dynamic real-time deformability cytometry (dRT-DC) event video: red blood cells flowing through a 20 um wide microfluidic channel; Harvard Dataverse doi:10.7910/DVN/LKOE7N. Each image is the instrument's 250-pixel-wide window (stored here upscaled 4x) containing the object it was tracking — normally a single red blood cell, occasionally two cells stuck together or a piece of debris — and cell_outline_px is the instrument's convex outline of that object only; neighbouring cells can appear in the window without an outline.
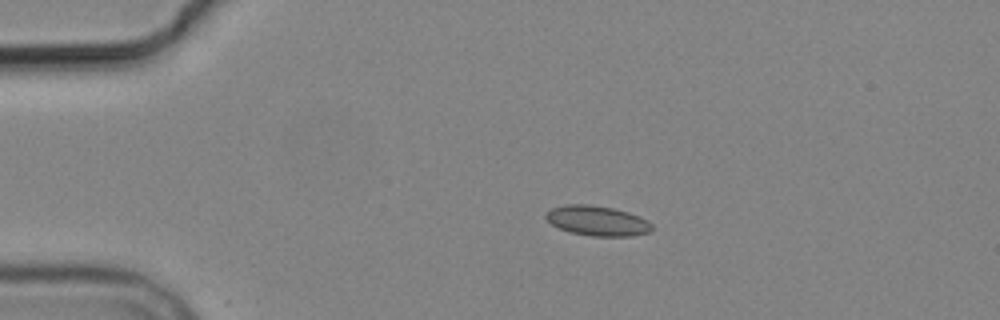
{"species": "common noctule bat (a hibernating species)", "species_latin": "Nyctalus noctula", "temperature_condition": "cold", "stored_images_in_passage": 2, "camera_frame_rate_fps": 3000, "um_per_image_px": 0.085, "animal": {"sex": "male", "body_mass_g": 19.2, "forearm_length_mm": 51.8}, "frame": {"image": 1, "passage_image": 1, "time_ms": 0.0, "image_size_px": [1000, 320], "cell_outline_px": [[652, 232], [632, 236], [592, 236], [568, 232], [552, 224], [544, 216], [552, 208], [568, 204], [588, 204], [612, 208], [628, 212], [640, 216], [648, 220], [652, 224]], "centroid_in_image_um": [50.81, 18.77], "position_along_channel_um": 34.2, "area_um2": 18.55}}